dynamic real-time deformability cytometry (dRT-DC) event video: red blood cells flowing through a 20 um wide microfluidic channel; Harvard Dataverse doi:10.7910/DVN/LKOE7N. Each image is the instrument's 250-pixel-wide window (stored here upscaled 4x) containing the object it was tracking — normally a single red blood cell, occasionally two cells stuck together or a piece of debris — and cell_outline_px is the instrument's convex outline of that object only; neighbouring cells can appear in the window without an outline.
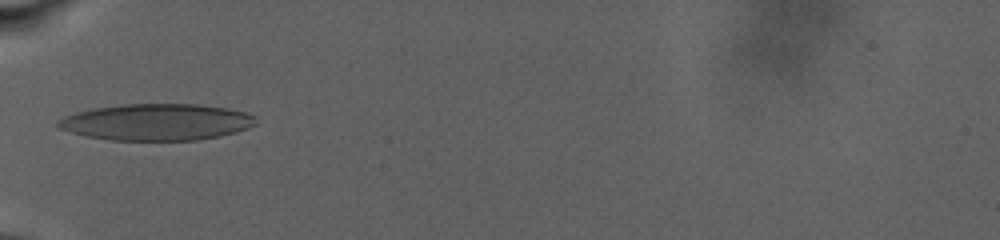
{"species": "human", "species_latin": "Homo sapiens", "temperature_condition": "warm", "stored_images_in_passage": 32, "camera_frame_rate_fps": 3000, "um_per_image_px": 0.085, "donor": {"sex": "male"}, "frame": {"image": 1, "passage_image": 1, "time_ms": 0.0, "image_size_px": [1000, 240], "cell_outline_px": [[256, 124], [248, 128], [236, 132], [220, 136], [196, 140], [108, 140], [88, 136], [72, 132], [60, 128], [56, 124], [56, 120], [64, 116], [76, 112], [96, 108], [124, 104], [200, 104], [224, 108], [244, 112], [256, 116]], "centroid_in_image_um": [13.32, 10.38], "position_along_channel_um": 71.7, "area_um2": 42.02}}
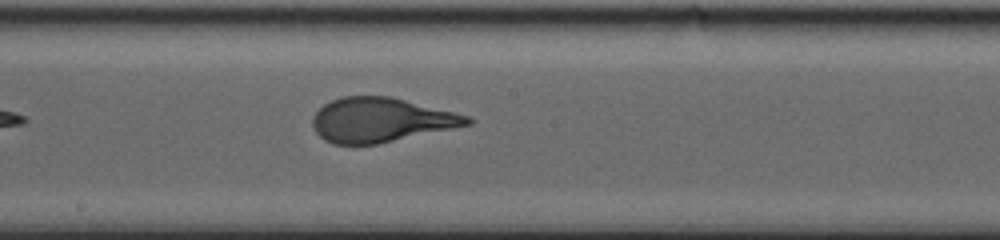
{"frame": {"image": 2, "passage_image": 18, "time_ms": 5.667, "image_size_px": [1000, 240], "cell_outline_px": [[472, 124], [376, 144], [332, 144], [324, 140], [316, 132], [312, 124], [312, 116], [324, 104], [340, 96], [392, 96], [468, 116], [472, 120]], "centroid_in_image_um": [32.33, 10.19], "position_along_channel_um": 215.9, "area_um2": 39.71}}
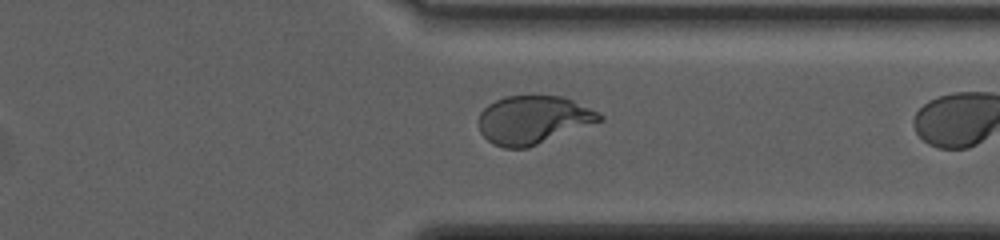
{"frame": {"image": 3, "passage_image": 31, "time_ms": 10.0, "image_size_px": [1000, 240], "cell_outline_px": [[604, 120], [528, 148], [504, 148], [492, 144], [480, 132], [480, 112], [488, 104], [504, 96], [564, 96], [600, 112], [604, 116]], "centroid_in_image_um": [45.35, 10.19], "position_along_channel_um": 366.0, "area_um2": 34.1}}